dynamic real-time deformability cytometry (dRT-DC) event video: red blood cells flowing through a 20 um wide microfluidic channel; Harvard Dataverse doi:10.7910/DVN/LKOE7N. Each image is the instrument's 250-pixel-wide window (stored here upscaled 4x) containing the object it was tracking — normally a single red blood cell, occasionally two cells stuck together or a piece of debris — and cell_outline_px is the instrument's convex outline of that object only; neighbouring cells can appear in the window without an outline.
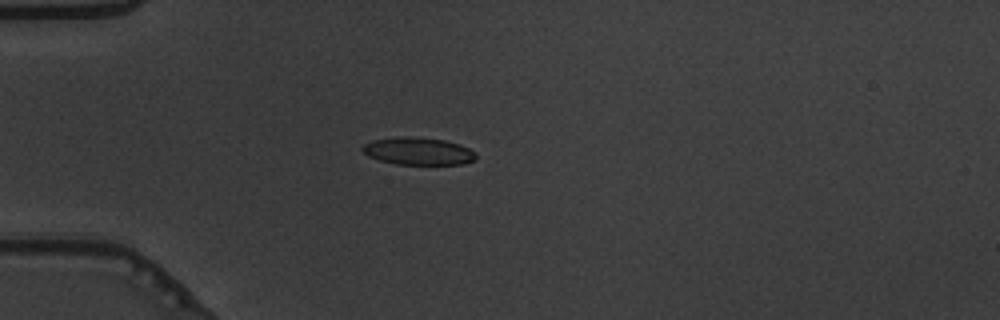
{"species": "common noctule bat (a hibernating species)", "species_latin": "Nyctalus noctula", "temperature_condition": "warm", "stored_images_in_passage": 53, "camera_frame_rate_fps": 3000, "um_per_image_px": 0.085, "animal": {"sex": "male", "body_mass_g": 19.5, "forearm_length_mm": 54.6}, "frame": {"image": 1, "passage_image": 14, "time_ms": 4.333, "image_size_px": [1000, 320], "cell_outline_px": [[476, 160], [464, 164], [396, 164], [380, 160], [368, 156], [360, 148], [364, 144], [372, 140], [400, 136], [408, 136], [444, 140], [460, 144], [476, 152]], "centroid_in_image_um": [35.56, 12.84], "position_along_channel_um": 49.4, "area_um2": 18.21}}
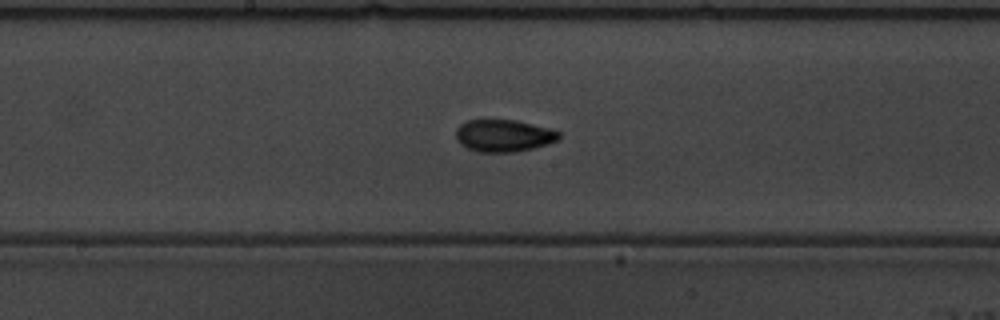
{"frame": {"image": 2, "passage_image": 28, "time_ms": 9.0, "image_size_px": [1000, 320], "cell_outline_px": [[560, 136], [556, 140], [548, 144], [532, 148], [512, 152], [476, 152], [460, 144], [456, 140], [456, 128], [460, 124], [468, 120], [516, 120], [548, 128], [560, 132]], "centroid_in_image_um": [42.77, 11.53], "position_along_channel_um": 205.4, "area_um2": 19.25}}
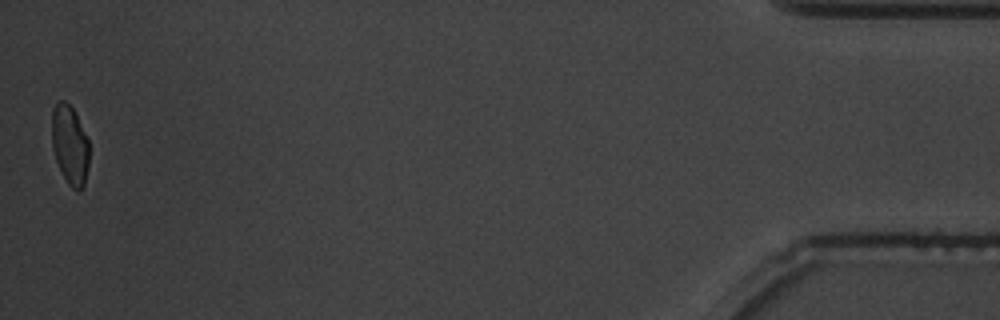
{"frame": {"image": 3, "passage_image": 53, "time_ms": 17.333, "image_size_px": [1000, 320], "cell_outline_px": [[88, 168], [84, 184], [80, 192], [76, 192], [68, 184], [56, 160], [52, 148], [52, 108], [60, 100], [64, 100], [76, 112], [88, 140]], "centroid_in_image_um": [5.94, 12.32], "position_along_channel_um": 429.3, "area_um2": 17.28}, "authors_computed_cell_mechanics": {"area_um2": 18.2648, "velocity_mm_per_s": 3.72, "shape_relaxation_time_tau1_ms": 4.3093, "shape_relaxation_time_tau2_ms": 1.7074, "deformation_change_tau1": 0.154, "deformation_change_tau2": 0.0656}}